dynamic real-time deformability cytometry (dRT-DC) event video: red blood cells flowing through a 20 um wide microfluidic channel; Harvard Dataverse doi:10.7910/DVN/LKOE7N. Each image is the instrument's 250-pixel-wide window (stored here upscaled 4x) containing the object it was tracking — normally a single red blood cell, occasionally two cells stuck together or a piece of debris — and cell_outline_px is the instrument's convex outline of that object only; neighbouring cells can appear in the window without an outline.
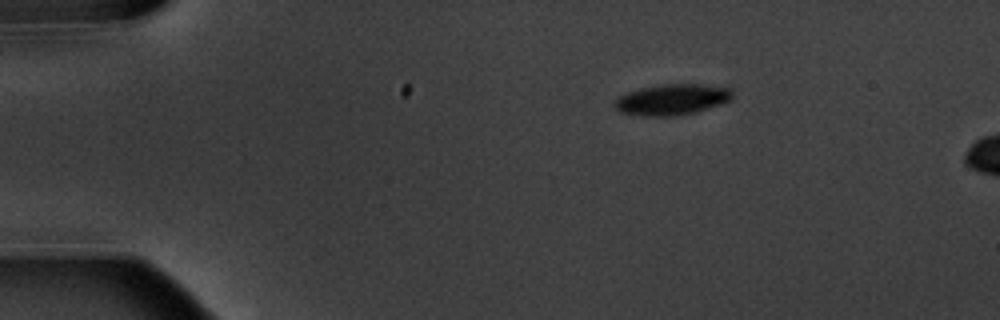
{"species": "common noctule bat (a hibernating species)", "species_latin": "Nyctalus noctula", "temperature_condition": "warm", "stored_images_in_passage": 3, "camera_frame_rate_fps": 3000, "um_per_image_px": 0.085, "animal": {"sex": "male", "body_mass_g": 20.1, "forearm_length_mm": 53.5}, "frame": {"image": 1, "passage_image": 1, "time_ms": 0.0, "image_size_px": [1000, 320], "cell_outline_px": [[732, 100], [724, 104], [696, 112], [672, 116], [652, 116], [620, 112], [612, 104], [620, 96], [628, 92], [640, 88], [660, 84], [696, 84], [732, 88]], "centroid_in_image_um": [57.17, 8.45], "position_along_channel_um": 27.8, "area_um2": 21.21}}